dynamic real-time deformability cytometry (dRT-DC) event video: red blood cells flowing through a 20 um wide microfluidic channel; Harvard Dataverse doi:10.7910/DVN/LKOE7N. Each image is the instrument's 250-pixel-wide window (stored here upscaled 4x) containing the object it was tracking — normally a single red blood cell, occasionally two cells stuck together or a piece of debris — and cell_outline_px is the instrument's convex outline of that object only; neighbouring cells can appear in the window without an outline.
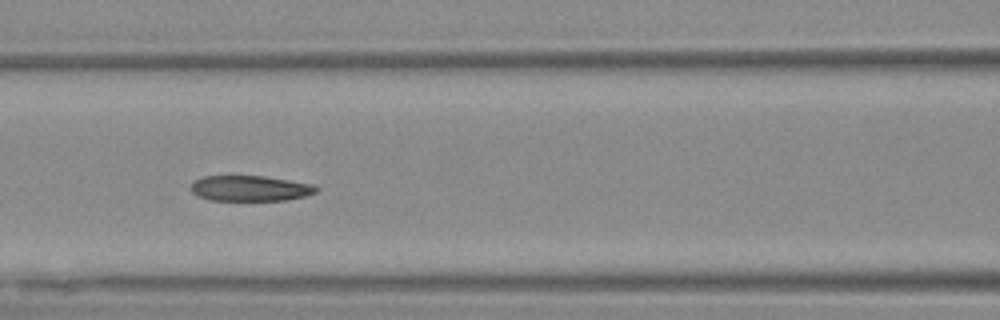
{"species": "Egyptian fruit bat (a non-hibernating species)", "species_latin": "Rousettus aegyptiacus", "temperature_condition": "warm", "stored_images_in_passage": 42, "camera_frame_rate_fps": 3000, "um_per_image_px": 0.085, "animal": {"sex": "female"}, "frame": {"image": 1, "passage_image": 24, "time_ms": 7.667, "image_size_px": [1000, 320], "cell_outline_px": [[320, 188], [316, 192], [304, 196], [288, 200], [208, 200], [196, 196], [192, 192], [192, 184], [196, 180], [204, 176], [264, 176], [312, 184]], "centroid_in_image_um": [21.26, 16.01], "position_along_channel_um": 145.3, "area_um2": 18.55}}